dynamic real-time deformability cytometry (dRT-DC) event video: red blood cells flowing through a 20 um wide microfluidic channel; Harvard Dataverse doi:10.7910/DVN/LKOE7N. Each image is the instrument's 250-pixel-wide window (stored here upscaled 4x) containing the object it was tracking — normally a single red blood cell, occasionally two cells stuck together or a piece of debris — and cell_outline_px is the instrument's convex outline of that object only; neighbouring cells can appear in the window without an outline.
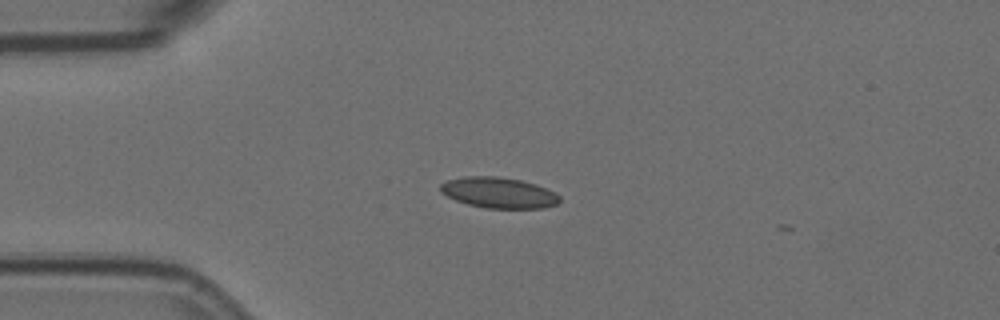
{"species": "Egyptian fruit bat (a non-hibernating species)", "species_latin": "Rousettus aegyptiacus", "temperature_condition": "room temperature", "stored_images_in_passage": 2, "camera_frame_rate_fps": 3000, "um_per_image_px": 0.085, "animal": {"sex": "female"}, "frame": {"image": 1, "passage_image": 1, "time_ms": 0.0, "image_size_px": [1000, 320], "cell_outline_px": [[560, 200], [556, 204], [544, 208], [484, 208], [468, 204], [456, 200], [440, 192], [440, 184], [448, 180], [464, 176], [496, 176], [520, 180], [536, 184], [556, 192], [560, 196]], "centroid_in_image_um": [42.4, 16.38], "position_along_channel_um": 42.6, "area_um2": 21.39}}